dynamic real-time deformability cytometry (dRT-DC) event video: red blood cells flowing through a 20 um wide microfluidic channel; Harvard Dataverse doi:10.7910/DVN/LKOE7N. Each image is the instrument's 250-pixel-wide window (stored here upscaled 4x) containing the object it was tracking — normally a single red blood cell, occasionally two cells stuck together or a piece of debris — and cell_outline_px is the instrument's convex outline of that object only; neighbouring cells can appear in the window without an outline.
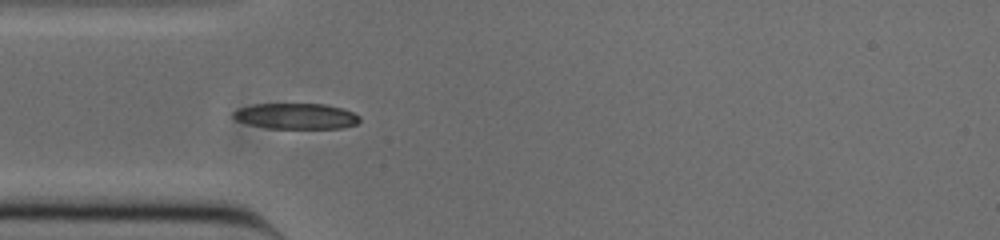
{"species": "common noctule bat (a hibernating species)", "species_latin": "Nyctalus noctula", "temperature_condition": "cold", "stored_images_in_passage": 39, "camera_frame_rate_fps": 3000, "um_per_image_px": 0.085, "animal": {"sex": "male", "body_mass_g": 20.0, "forearm_length_mm": 53.3}, "frame": {"image": 1, "passage_image": 1, "time_ms": 0.0, "image_size_px": [1000, 240], "cell_outline_px": [[360, 120], [356, 124], [340, 128], [268, 128], [248, 124], [236, 120], [232, 116], [232, 112], [240, 108], [252, 104], [324, 104], [344, 108], [360, 116]], "centroid_in_image_um": [25.16, 9.87], "position_along_channel_um": 59.8, "area_um2": 18.96}}
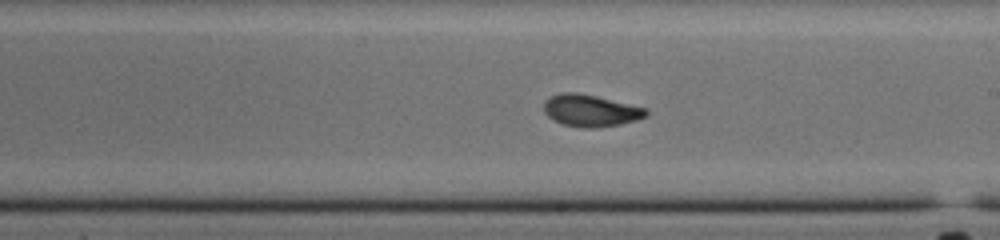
{"frame": {"image": 2, "passage_image": 15, "time_ms": 4.667, "image_size_px": [1000, 240], "cell_outline_px": [[648, 116], [636, 120], [620, 124], [596, 128], [584, 128], [564, 124], [552, 120], [544, 112], [544, 100], [560, 92], [576, 92], [596, 96], [648, 108]], "centroid_in_image_um": [50.21, 9.4], "position_along_channel_um": 238.8, "area_um2": 19.13}}
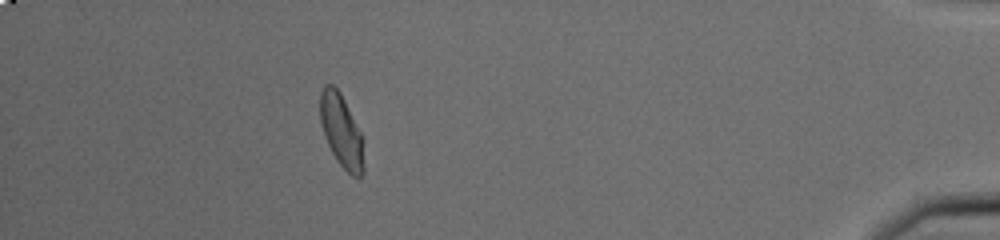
{"frame": {"image": 3, "passage_image": 33, "time_ms": 10.667, "image_size_px": [1000, 240], "cell_outline_px": [[364, 172], [360, 176], [352, 176], [336, 160], [324, 136], [320, 120], [320, 92], [324, 84], [332, 84], [340, 92], [364, 140]], "centroid_in_image_um": [29.02, 11.14], "position_along_channel_um": 406.2, "area_um2": 18.55}, "authors_computed_cell_mechanics": {"area_um2": 18.6694, "velocity_mm_per_s": 3.8408, "shape_relaxation_time_tau1_ms": 5.6281, "shape_relaxation_time_tau2_ms": 1.5544, "deformation_change_tau1": 0.1656, "deformation_change_tau2": 0.0701}}